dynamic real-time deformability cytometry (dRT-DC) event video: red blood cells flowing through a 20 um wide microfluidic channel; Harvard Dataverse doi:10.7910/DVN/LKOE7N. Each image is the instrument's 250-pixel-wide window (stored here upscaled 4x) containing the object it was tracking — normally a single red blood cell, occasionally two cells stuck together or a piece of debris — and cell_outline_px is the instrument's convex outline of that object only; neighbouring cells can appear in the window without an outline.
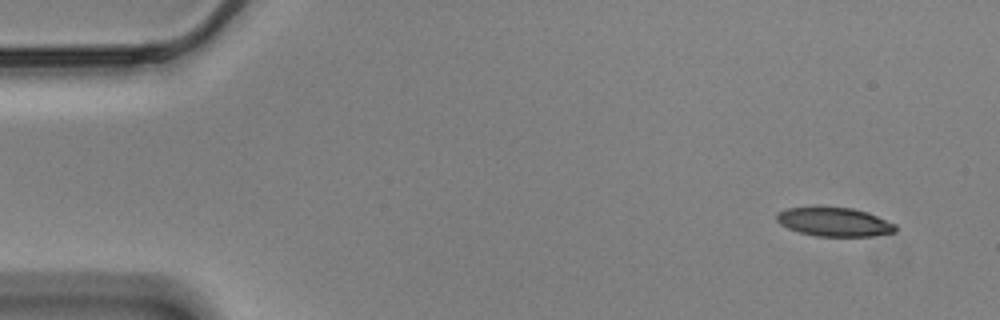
{"species": "Egyptian fruit bat (a non-hibernating species)", "species_latin": "Rousettus aegyptiacus", "temperature_condition": "cold", "stored_images_in_passage": 11, "camera_frame_rate_fps": 3000, "um_per_image_px": 0.085, "animal": {"sex": "male"}, "frame": {"image": 1, "passage_image": 1, "time_ms": 0.0, "image_size_px": [1000, 320], "cell_outline_px": [[896, 232], [876, 236], [816, 236], [800, 232], [788, 228], [780, 224], [776, 220], [776, 216], [780, 212], [788, 208], [852, 208], [868, 212], [896, 224]], "centroid_in_image_um": [70.97, 18.88], "position_along_channel_um": 14.0, "area_um2": 19.71}}